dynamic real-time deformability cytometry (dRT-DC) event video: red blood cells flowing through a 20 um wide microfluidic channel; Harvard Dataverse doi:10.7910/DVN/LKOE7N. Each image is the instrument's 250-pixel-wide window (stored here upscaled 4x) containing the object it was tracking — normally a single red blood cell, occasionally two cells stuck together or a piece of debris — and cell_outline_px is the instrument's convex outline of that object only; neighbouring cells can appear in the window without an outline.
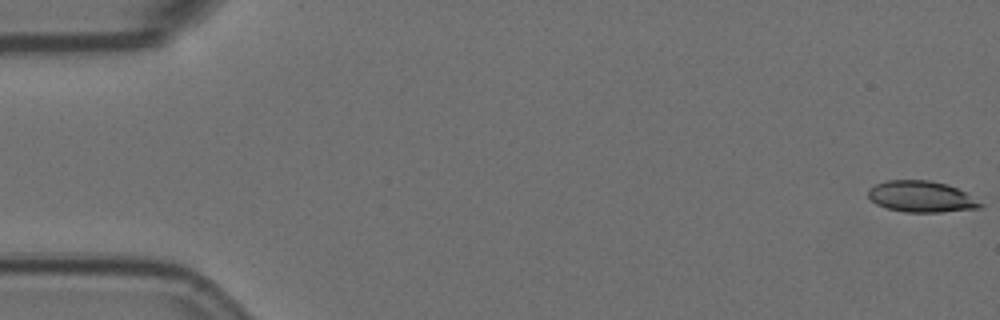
{"species": "Egyptian fruit bat (a non-hibernating species)", "species_latin": "Rousettus aegyptiacus", "temperature_condition": "room temperature", "stored_images_in_passage": 9, "camera_frame_rate_fps": 3000, "um_per_image_px": 0.085, "animal": {"sex": "female"}, "frame": {"image": 1, "passage_image": 1, "time_ms": 0.0, "image_size_px": [1000, 320], "cell_outline_px": [[984, 204], [980, 208], [940, 212], [904, 212], [888, 208], [876, 204], [868, 196], [868, 188], [876, 184], [888, 180], [928, 180], [948, 184], [964, 192]], "centroid_in_image_um": [78.3, 16.71], "position_along_channel_um": 6.7, "area_um2": 20.29}}
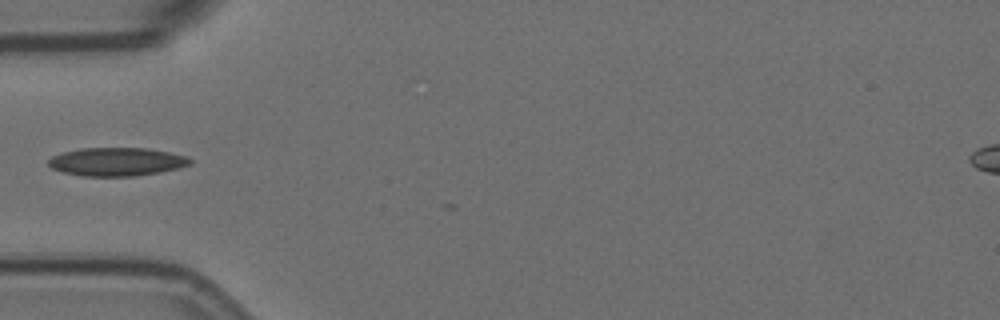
{"frame": {"image": 2, "passage_image": 6, "time_ms": 1.667, "image_size_px": [1000, 320], "cell_outline_px": [[192, 164], [180, 168], [160, 172], [136, 176], [84, 176], [64, 172], [52, 168], [48, 164], [48, 160], [52, 156], [64, 152], [80, 148], [148, 148], [188, 156], [192, 160]], "centroid_in_image_um": [9.97, 13.75], "position_along_channel_um": 75.0, "area_um2": 23.47}}
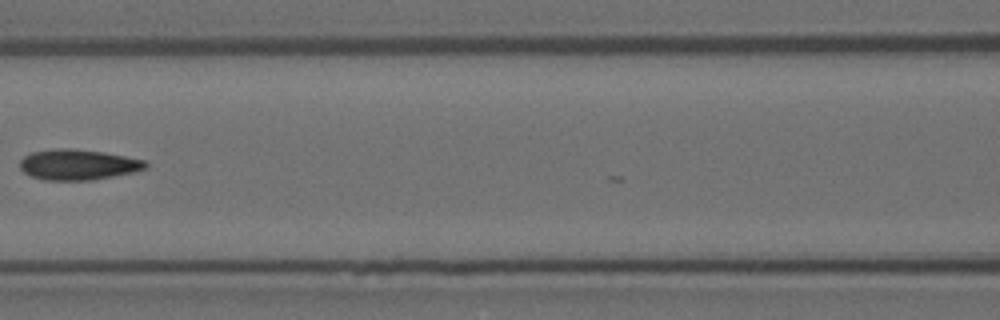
{"frame": {"image": 3, "passage_image": 8, "time_ms": 2.333, "image_size_px": [1000, 320], "cell_outline_px": [[148, 164], [144, 168], [132, 172], [92, 180], [44, 180], [32, 176], [24, 172], [20, 168], [20, 160], [24, 156], [32, 152], [56, 148], [72, 148], [104, 152], [144, 160]], "centroid_in_image_um": [6.59, 13.98], "position_along_channel_um": 160.0, "area_um2": 22.2}}